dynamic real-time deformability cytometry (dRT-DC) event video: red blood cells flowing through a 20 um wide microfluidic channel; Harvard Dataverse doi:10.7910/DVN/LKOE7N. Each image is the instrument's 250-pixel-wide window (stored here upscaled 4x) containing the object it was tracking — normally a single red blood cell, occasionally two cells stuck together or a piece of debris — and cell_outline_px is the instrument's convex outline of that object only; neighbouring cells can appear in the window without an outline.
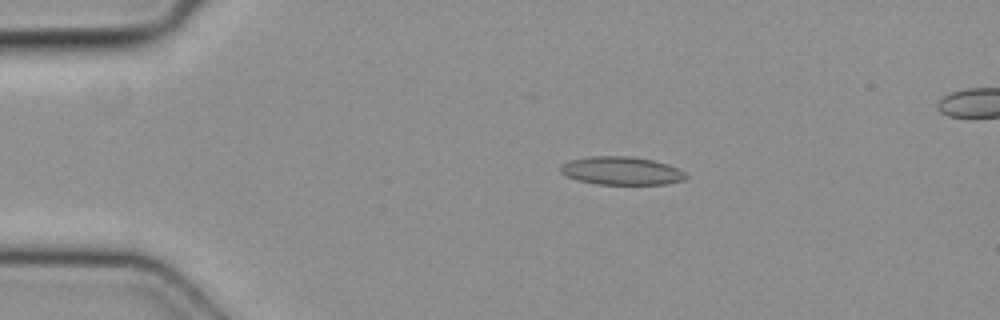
{"species": "common noctule bat (a hibernating species)", "species_latin": "Nyctalus noctula", "temperature_condition": "cold", "stored_images_in_passage": 5, "camera_frame_rate_fps": 3000, "um_per_image_px": 0.085, "animal": {"sex": "female", "body_mass_g": 19.3, "forearm_length_mm": 54.1}, "frame": {"image": 1, "passage_image": 2, "time_ms": 0.333, "image_size_px": [1000, 320], "cell_outline_px": [[688, 176], [684, 180], [664, 184], [596, 184], [576, 180], [560, 172], [560, 164], [572, 160], [588, 156], [628, 156], [652, 160], [668, 164], [684, 172]], "centroid_in_image_um": [52.8, 14.52], "position_along_channel_um": 32.2, "area_um2": 20.52}}
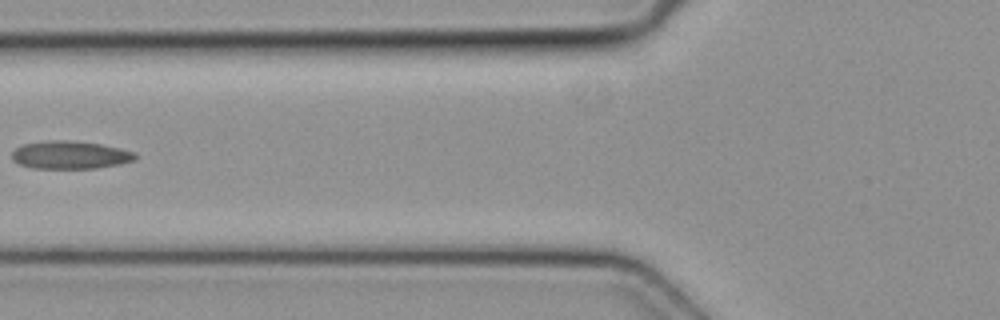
{"frame": {"image": 2, "passage_image": 5, "time_ms": 1.333, "image_size_px": [1000, 320], "cell_outline_px": [[136, 160], [120, 164], [96, 168], [32, 168], [20, 164], [12, 160], [12, 152], [16, 148], [24, 144], [48, 140], [68, 140], [100, 144], [120, 148], [136, 152]], "centroid_in_image_um": [5.98, 13.17], "position_along_channel_um": 119.8, "area_um2": 20.06}}